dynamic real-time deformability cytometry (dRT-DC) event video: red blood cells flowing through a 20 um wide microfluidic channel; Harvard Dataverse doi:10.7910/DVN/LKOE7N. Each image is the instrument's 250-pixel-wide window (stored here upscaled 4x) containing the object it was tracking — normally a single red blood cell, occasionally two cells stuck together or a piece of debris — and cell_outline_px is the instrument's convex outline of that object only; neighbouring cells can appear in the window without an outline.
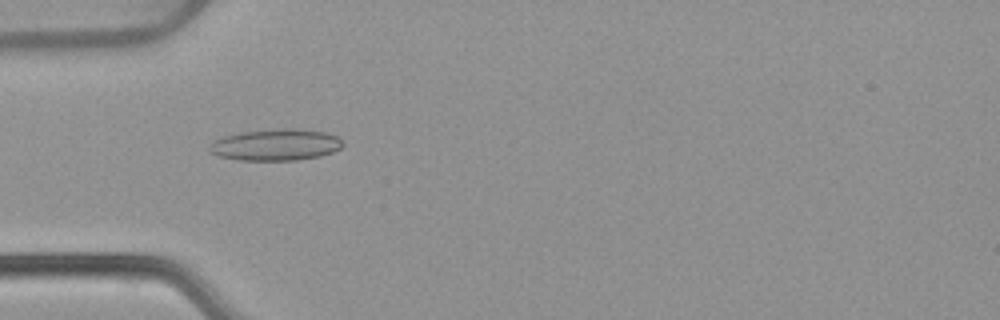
{"species": "common noctule bat (a hibernating species)", "species_latin": "Nyctalus noctula", "temperature_condition": "warm", "stored_images_in_passage": 53, "camera_frame_rate_fps": 3000, "um_per_image_px": 0.085, "animal": {"sex": "female", "body_mass_g": 22.7, "forearm_length_mm": 54.2}, "frame": {"image": 1, "passage_image": 17, "time_ms": 5.333, "image_size_px": [1000, 320], "cell_outline_px": [[344, 144], [340, 148], [332, 152], [320, 156], [296, 160], [240, 160], [220, 156], [212, 152], [208, 148], [212, 140], [220, 136], [240, 132], [280, 128], [296, 128], [328, 132], [340, 136]], "centroid_in_image_um": [23.46, 12.28], "position_along_channel_um": 61.5, "area_um2": 24.85}}
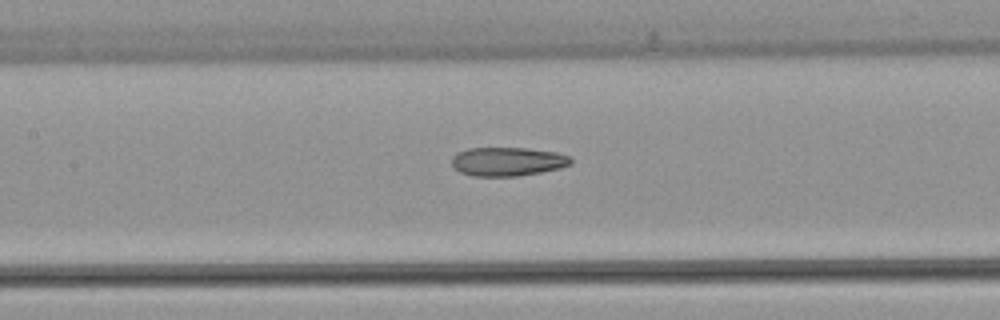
{"frame": {"image": 2, "passage_image": 25, "time_ms": 8.0, "image_size_px": [1000, 320], "cell_outline_px": [[572, 164], [560, 168], [520, 176], [472, 176], [460, 172], [452, 164], [452, 156], [456, 152], [468, 148], [528, 148], [556, 152], [568, 156], [572, 160]], "centroid_in_image_um": [43.14, 13.73], "position_along_channel_um": 164.3, "area_um2": 20.06}}
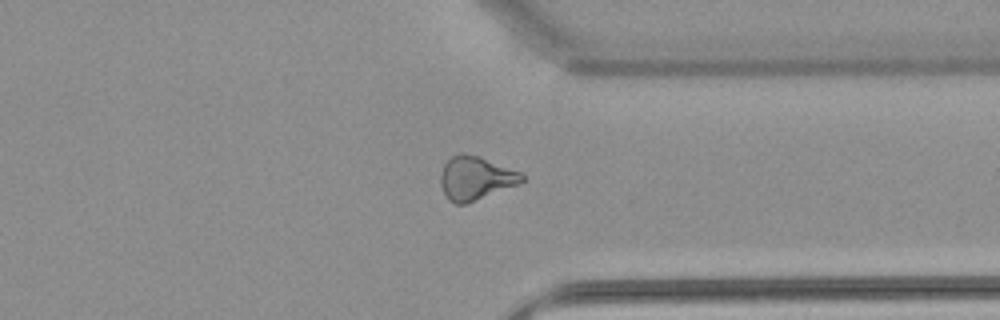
{"frame": {"image": 3, "passage_image": 41, "time_ms": 13.333, "image_size_px": [1000, 320], "cell_outline_px": [[524, 180], [516, 184], [464, 204], [456, 204], [448, 200], [440, 184], [440, 172], [444, 164], [452, 156], [460, 152], [464, 152], [480, 156], [520, 172], [524, 176]], "centroid_in_image_um": [40.37, 15.11], "position_along_channel_um": 371.0, "area_um2": 20.35}, "authors_computed_cell_mechanics": {"area_um2": 22.1374, "velocity_mm_per_s": 3.9121, "shape_relaxation_time_tau1_ms": null, "shape_relaxation_time_tau2_ms": 2.9037, "deformation_change_tau1": null, "deformation_change_tau2": 0.1143}}